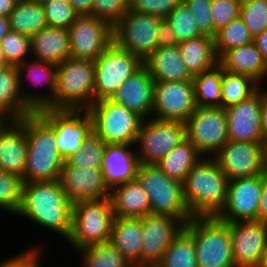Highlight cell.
I'll return each instance as SVG.
<instances>
[{
  "mask_svg": "<svg viewBox=\"0 0 267 267\" xmlns=\"http://www.w3.org/2000/svg\"><path fill=\"white\" fill-rule=\"evenodd\" d=\"M234 264L236 267H257L267 244V223L242 221L229 223Z\"/></svg>",
  "mask_w": 267,
  "mask_h": 267,
  "instance_id": "cell-21",
  "label": "cell"
},
{
  "mask_svg": "<svg viewBox=\"0 0 267 267\" xmlns=\"http://www.w3.org/2000/svg\"><path fill=\"white\" fill-rule=\"evenodd\" d=\"M166 19L174 30L179 43L202 36L198 30L195 18L183 1L176 6Z\"/></svg>",
  "mask_w": 267,
  "mask_h": 267,
  "instance_id": "cell-42",
  "label": "cell"
},
{
  "mask_svg": "<svg viewBox=\"0 0 267 267\" xmlns=\"http://www.w3.org/2000/svg\"><path fill=\"white\" fill-rule=\"evenodd\" d=\"M95 65L69 57L57 65L54 109L88 110L94 103Z\"/></svg>",
  "mask_w": 267,
  "mask_h": 267,
  "instance_id": "cell-5",
  "label": "cell"
},
{
  "mask_svg": "<svg viewBox=\"0 0 267 267\" xmlns=\"http://www.w3.org/2000/svg\"><path fill=\"white\" fill-rule=\"evenodd\" d=\"M10 30L11 29L8 18L0 16V42Z\"/></svg>",
  "mask_w": 267,
  "mask_h": 267,
  "instance_id": "cell-57",
  "label": "cell"
},
{
  "mask_svg": "<svg viewBox=\"0 0 267 267\" xmlns=\"http://www.w3.org/2000/svg\"><path fill=\"white\" fill-rule=\"evenodd\" d=\"M185 224L166 214H148L142 218L140 267H157L166 249Z\"/></svg>",
  "mask_w": 267,
  "mask_h": 267,
  "instance_id": "cell-16",
  "label": "cell"
},
{
  "mask_svg": "<svg viewBox=\"0 0 267 267\" xmlns=\"http://www.w3.org/2000/svg\"><path fill=\"white\" fill-rule=\"evenodd\" d=\"M43 6L48 27L69 29L79 16L68 0H50Z\"/></svg>",
  "mask_w": 267,
  "mask_h": 267,
  "instance_id": "cell-45",
  "label": "cell"
},
{
  "mask_svg": "<svg viewBox=\"0 0 267 267\" xmlns=\"http://www.w3.org/2000/svg\"><path fill=\"white\" fill-rule=\"evenodd\" d=\"M59 181L67 198L74 204L80 201L99 200L110 195L102 168L69 167L63 165Z\"/></svg>",
  "mask_w": 267,
  "mask_h": 267,
  "instance_id": "cell-22",
  "label": "cell"
},
{
  "mask_svg": "<svg viewBox=\"0 0 267 267\" xmlns=\"http://www.w3.org/2000/svg\"><path fill=\"white\" fill-rule=\"evenodd\" d=\"M75 12L81 15H91L94 0H68Z\"/></svg>",
  "mask_w": 267,
  "mask_h": 267,
  "instance_id": "cell-53",
  "label": "cell"
},
{
  "mask_svg": "<svg viewBox=\"0 0 267 267\" xmlns=\"http://www.w3.org/2000/svg\"><path fill=\"white\" fill-rule=\"evenodd\" d=\"M184 139L186 127L183 122L155 118L143 120L135 142L139 163L156 165Z\"/></svg>",
  "mask_w": 267,
  "mask_h": 267,
  "instance_id": "cell-9",
  "label": "cell"
},
{
  "mask_svg": "<svg viewBox=\"0 0 267 267\" xmlns=\"http://www.w3.org/2000/svg\"><path fill=\"white\" fill-rule=\"evenodd\" d=\"M136 178L149 196L151 213L166 214L186 224L191 218L184 197L183 184L166 176L156 165L140 164Z\"/></svg>",
  "mask_w": 267,
  "mask_h": 267,
  "instance_id": "cell-8",
  "label": "cell"
},
{
  "mask_svg": "<svg viewBox=\"0 0 267 267\" xmlns=\"http://www.w3.org/2000/svg\"><path fill=\"white\" fill-rule=\"evenodd\" d=\"M265 154H266V171H267V143L265 145Z\"/></svg>",
  "mask_w": 267,
  "mask_h": 267,
  "instance_id": "cell-62",
  "label": "cell"
},
{
  "mask_svg": "<svg viewBox=\"0 0 267 267\" xmlns=\"http://www.w3.org/2000/svg\"><path fill=\"white\" fill-rule=\"evenodd\" d=\"M196 108L193 80L155 81L151 118L185 123Z\"/></svg>",
  "mask_w": 267,
  "mask_h": 267,
  "instance_id": "cell-15",
  "label": "cell"
},
{
  "mask_svg": "<svg viewBox=\"0 0 267 267\" xmlns=\"http://www.w3.org/2000/svg\"><path fill=\"white\" fill-rule=\"evenodd\" d=\"M30 40L31 59L58 65L71 57L69 29L46 27Z\"/></svg>",
  "mask_w": 267,
  "mask_h": 267,
  "instance_id": "cell-27",
  "label": "cell"
},
{
  "mask_svg": "<svg viewBox=\"0 0 267 267\" xmlns=\"http://www.w3.org/2000/svg\"><path fill=\"white\" fill-rule=\"evenodd\" d=\"M0 43L7 63L10 66L17 67L25 60L31 59L30 37L10 30Z\"/></svg>",
  "mask_w": 267,
  "mask_h": 267,
  "instance_id": "cell-43",
  "label": "cell"
},
{
  "mask_svg": "<svg viewBox=\"0 0 267 267\" xmlns=\"http://www.w3.org/2000/svg\"><path fill=\"white\" fill-rule=\"evenodd\" d=\"M0 66H3V67H9L10 65L7 63V60L5 58V55H4V52H3V48L1 46V43H0Z\"/></svg>",
  "mask_w": 267,
  "mask_h": 267,
  "instance_id": "cell-60",
  "label": "cell"
},
{
  "mask_svg": "<svg viewBox=\"0 0 267 267\" xmlns=\"http://www.w3.org/2000/svg\"><path fill=\"white\" fill-rule=\"evenodd\" d=\"M143 66L154 81H188L194 77L185 66L178 45L157 48Z\"/></svg>",
  "mask_w": 267,
  "mask_h": 267,
  "instance_id": "cell-29",
  "label": "cell"
},
{
  "mask_svg": "<svg viewBox=\"0 0 267 267\" xmlns=\"http://www.w3.org/2000/svg\"><path fill=\"white\" fill-rule=\"evenodd\" d=\"M23 186L22 177L0 170V210L16 216L21 205Z\"/></svg>",
  "mask_w": 267,
  "mask_h": 267,
  "instance_id": "cell-41",
  "label": "cell"
},
{
  "mask_svg": "<svg viewBox=\"0 0 267 267\" xmlns=\"http://www.w3.org/2000/svg\"><path fill=\"white\" fill-rule=\"evenodd\" d=\"M110 242L130 263L140 267L142 218H114Z\"/></svg>",
  "mask_w": 267,
  "mask_h": 267,
  "instance_id": "cell-30",
  "label": "cell"
},
{
  "mask_svg": "<svg viewBox=\"0 0 267 267\" xmlns=\"http://www.w3.org/2000/svg\"><path fill=\"white\" fill-rule=\"evenodd\" d=\"M267 89L260 88L248 99L225 108L228 121V141L263 142L261 133L262 99Z\"/></svg>",
  "mask_w": 267,
  "mask_h": 267,
  "instance_id": "cell-20",
  "label": "cell"
},
{
  "mask_svg": "<svg viewBox=\"0 0 267 267\" xmlns=\"http://www.w3.org/2000/svg\"><path fill=\"white\" fill-rule=\"evenodd\" d=\"M261 189L262 174L228 181L227 200L216 217L227 223L257 220Z\"/></svg>",
  "mask_w": 267,
  "mask_h": 267,
  "instance_id": "cell-18",
  "label": "cell"
},
{
  "mask_svg": "<svg viewBox=\"0 0 267 267\" xmlns=\"http://www.w3.org/2000/svg\"><path fill=\"white\" fill-rule=\"evenodd\" d=\"M184 228L193 236L198 267H236L229 223L216 216L192 217Z\"/></svg>",
  "mask_w": 267,
  "mask_h": 267,
  "instance_id": "cell-4",
  "label": "cell"
},
{
  "mask_svg": "<svg viewBox=\"0 0 267 267\" xmlns=\"http://www.w3.org/2000/svg\"><path fill=\"white\" fill-rule=\"evenodd\" d=\"M128 0H94L91 16L114 27L128 11Z\"/></svg>",
  "mask_w": 267,
  "mask_h": 267,
  "instance_id": "cell-46",
  "label": "cell"
},
{
  "mask_svg": "<svg viewBox=\"0 0 267 267\" xmlns=\"http://www.w3.org/2000/svg\"><path fill=\"white\" fill-rule=\"evenodd\" d=\"M257 221L267 223V173L262 174V189L260 194Z\"/></svg>",
  "mask_w": 267,
  "mask_h": 267,
  "instance_id": "cell-52",
  "label": "cell"
},
{
  "mask_svg": "<svg viewBox=\"0 0 267 267\" xmlns=\"http://www.w3.org/2000/svg\"><path fill=\"white\" fill-rule=\"evenodd\" d=\"M18 1L19 0H0V16L8 18Z\"/></svg>",
  "mask_w": 267,
  "mask_h": 267,
  "instance_id": "cell-56",
  "label": "cell"
},
{
  "mask_svg": "<svg viewBox=\"0 0 267 267\" xmlns=\"http://www.w3.org/2000/svg\"><path fill=\"white\" fill-rule=\"evenodd\" d=\"M239 17L255 37L267 29V0H242Z\"/></svg>",
  "mask_w": 267,
  "mask_h": 267,
  "instance_id": "cell-44",
  "label": "cell"
},
{
  "mask_svg": "<svg viewBox=\"0 0 267 267\" xmlns=\"http://www.w3.org/2000/svg\"><path fill=\"white\" fill-rule=\"evenodd\" d=\"M26 159V127L11 120L0 130V170L23 177Z\"/></svg>",
  "mask_w": 267,
  "mask_h": 267,
  "instance_id": "cell-24",
  "label": "cell"
},
{
  "mask_svg": "<svg viewBox=\"0 0 267 267\" xmlns=\"http://www.w3.org/2000/svg\"><path fill=\"white\" fill-rule=\"evenodd\" d=\"M128 10L165 19L182 0H128Z\"/></svg>",
  "mask_w": 267,
  "mask_h": 267,
  "instance_id": "cell-48",
  "label": "cell"
},
{
  "mask_svg": "<svg viewBox=\"0 0 267 267\" xmlns=\"http://www.w3.org/2000/svg\"><path fill=\"white\" fill-rule=\"evenodd\" d=\"M157 267H198L193 236L185 228L166 249Z\"/></svg>",
  "mask_w": 267,
  "mask_h": 267,
  "instance_id": "cell-38",
  "label": "cell"
},
{
  "mask_svg": "<svg viewBox=\"0 0 267 267\" xmlns=\"http://www.w3.org/2000/svg\"><path fill=\"white\" fill-rule=\"evenodd\" d=\"M81 267H135L111 242L90 245L76 250Z\"/></svg>",
  "mask_w": 267,
  "mask_h": 267,
  "instance_id": "cell-37",
  "label": "cell"
},
{
  "mask_svg": "<svg viewBox=\"0 0 267 267\" xmlns=\"http://www.w3.org/2000/svg\"><path fill=\"white\" fill-rule=\"evenodd\" d=\"M154 87V79L142 66L124 81L111 99L146 120L152 117Z\"/></svg>",
  "mask_w": 267,
  "mask_h": 267,
  "instance_id": "cell-23",
  "label": "cell"
},
{
  "mask_svg": "<svg viewBox=\"0 0 267 267\" xmlns=\"http://www.w3.org/2000/svg\"><path fill=\"white\" fill-rule=\"evenodd\" d=\"M71 57L95 61L112 43L113 27L91 15H81L69 27Z\"/></svg>",
  "mask_w": 267,
  "mask_h": 267,
  "instance_id": "cell-17",
  "label": "cell"
},
{
  "mask_svg": "<svg viewBox=\"0 0 267 267\" xmlns=\"http://www.w3.org/2000/svg\"><path fill=\"white\" fill-rule=\"evenodd\" d=\"M113 221L109 197L74 203L71 233L66 241L76 250L110 242Z\"/></svg>",
  "mask_w": 267,
  "mask_h": 267,
  "instance_id": "cell-6",
  "label": "cell"
},
{
  "mask_svg": "<svg viewBox=\"0 0 267 267\" xmlns=\"http://www.w3.org/2000/svg\"><path fill=\"white\" fill-rule=\"evenodd\" d=\"M72 208L73 203L59 180L24 183L16 216H23L67 240L72 228Z\"/></svg>",
  "mask_w": 267,
  "mask_h": 267,
  "instance_id": "cell-1",
  "label": "cell"
},
{
  "mask_svg": "<svg viewBox=\"0 0 267 267\" xmlns=\"http://www.w3.org/2000/svg\"><path fill=\"white\" fill-rule=\"evenodd\" d=\"M5 67H3V66H0V72L4 69Z\"/></svg>",
  "mask_w": 267,
  "mask_h": 267,
  "instance_id": "cell-63",
  "label": "cell"
},
{
  "mask_svg": "<svg viewBox=\"0 0 267 267\" xmlns=\"http://www.w3.org/2000/svg\"><path fill=\"white\" fill-rule=\"evenodd\" d=\"M93 132L106 144L135 145L143 119L112 99L94 102L88 109Z\"/></svg>",
  "mask_w": 267,
  "mask_h": 267,
  "instance_id": "cell-7",
  "label": "cell"
},
{
  "mask_svg": "<svg viewBox=\"0 0 267 267\" xmlns=\"http://www.w3.org/2000/svg\"><path fill=\"white\" fill-rule=\"evenodd\" d=\"M19 76V89L24 103L33 111L38 112L42 109H54V95L56 89L57 65L42 62L35 59H28L17 66ZM25 74V75H24ZM26 76L35 90L39 86L48 88L44 93L28 92L22 84ZM23 81V82H22ZM46 86V87H45ZM24 87V88H23ZM25 89V90H24Z\"/></svg>",
  "mask_w": 267,
  "mask_h": 267,
  "instance_id": "cell-19",
  "label": "cell"
},
{
  "mask_svg": "<svg viewBox=\"0 0 267 267\" xmlns=\"http://www.w3.org/2000/svg\"><path fill=\"white\" fill-rule=\"evenodd\" d=\"M227 188L228 178L216 160L202 157L183 183V197L191 216H217L226 203Z\"/></svg>",
  "mask_w": 267,
  "mask_h": 267,
  "instance_id": "cell-3",
  "label": "cell"
},
{
  "mask_svg": "<svg viewBox=\"0 0 267 267\" xmlns=\"http://www.w3.org/2000/svg\"><path fill=\"white\" fill-rule=\"evenodd\" d=\"M35 245L25 249V251L23 250L20 254L8 257L5 260L2 259L0 267H42L41 259L43 252L41 251L46 248V245L41 246L40 243Z\"/></svg>",
  "mask_w": 267,
  "mask_h": 267,
  "instance_id": "cell-50",
  "label": "cell"
},
{
  "mask_svg": "<svg viewBox=\"0 0 267 267\" xmlns=\"http://www.w3.org/2000/svg\"><path fill=\"white\" fill-rule=\"evenodd\" d=\"M193 143L187 138L164 156L156 166L169 178L185 182L187 173L202 159Z\"/></svg>",
  "mask_w": 267,
  "mask_h": 267,
  "instance_id": "cell-33",
  "label": "cell"
},
{
  "mask_svg": "<svg viewBox=\"0 0 267 267\" xmlns=\"http://www.w3.org/2000/svg\"><path fill=\"white\" fill-rule=\"evenodd\" d=\"M37 113L54 129L56 144L64 159L76 153L93 132L88 110L46 108Z\"/></svg>",
  "mask_w": 267,
  "mask_h": 267,
  "instance_id": "cell-13",
  "label": "cell"
},
{
  "mask_svg": "<svg viewBox=\"0 0 267 267\" xmlns=\"http://www.w3.org/2000/svg\"><path fill=\"white\" fill-rule=\"evenodd\" d=\"M174 30L171 28L167 19H162L157 32V48L171 47L178 45Z\"/></svg>",
  "mask_w": 267,
  "mask_h": 267,
  "instance_id": "cell-51",
  "label": "cell"
},
{
  "mask_svg": "<svg viewBox=\"0 0 267 267\" xmlns=\"http://www.w3.org/2000/svg\"><path fill=\"white\" fill-rule=\"evenodd\" d=\"M182 60L194 76L218 65L212 37L202 35L178 44Z\"/></svg>",
  "mask_w": 267,
  "mask_h": 267,
  "instance_id": "cell-31",
  "label": "cell"
},
{
  "mask_svg": "<svg viewBox=\"0 0 267 267\" xmlns=\"http://www.w3.org/2000/svg\"><path fill=\"white\" fill-rule=\"evenodd\" d=\"M94 102L111 99L118 88L143 66V61L112 43L95 61Z\"/></svg>",
  "mask_w": 267,
  "mask_h": 267,
  "instance_id": "cell-10",
  "label": "cell"
},
{
  "mask_svg": "<svg viewBox=\"0 0 267 267\" xmlns=\"http://www.w3.org/2000/svg\"><path fill=\"white\" fill-rule=\"evenodd\" d=\"M257 267H267V244L262 252L261 259Z\"/></svg>",
  "mask_w": 267,
  "mask_h": 267,
  "instance_id": "cell-58",
  "label": "cell"
},
{
  "mask_svg": "<svg viewBox=\"0 0 267 267\" xmlns=\"http://www.w3.org/2000/svg\"><path fill=\"white\" fill-rule=\"evenodd\" d=\"M214 40L215 53L218 59L228 50L254 42L246 24L240 17L231 21L216 32Z\"/></svg>",
  "mask_w": 267,
  "mask_h": 267,
  "instance_id": "cell-39",
  "label": "cell"
},
{
  "mask_svg": "<svg viewBox=\"0 0 267 267\" xmlns=\"http://www.w3.org/2000/svg\"><path fill=\"white\" fill-rule=\"evenodd\" d=\"M192 80L197 107H221L222 67L219 64L194 75Z\"/></svg>",
  "mask_w": 267,
  "mask_h": 267,
  "instance_id": "cell-36",
  "label": "cell"
},
{
  "mask_svg": "<svg viewBox=\"0 0 267 267\" xmlns=\"http://www.w3.org/2000/svg\"><path fill=\"white\" fill-rule=\"evenodd\" d=\"M186 138L203 157H213L228 141V121L222 107H197L185 122Z\"/></svg>",
  "mask_w": 267,
  "mask_h": 267,
  "instance_id": "cell-11",
  "label": "cell"
},
{
  "mask_svg": "<svg viewBox=\"0 0 267 267\" xmlns=\"http://www.w3.org/2000/svg\"><path fill=\"white\" fill-rule=\"evenodd\" d=\"M262 86L253 78L222 69L221 107L227 108L244 101Z\"/></svg>",
  "mask_w": 267,
  "mask_h": 267,
  "instance_id": "cell-35",
  "label": "cell"
},
{
  "mask_svg": "<svg viewBox=\"0 0 267 267\" xmlns=\"http://www.w3.org/2000/svg\"><path fill=\"white\" fill-rule=\"evenodd\" d=\"M261 133L263 136V143L266 145L267 143V94L262 99V107H261Z\"/></svg>",
  "mask_w": 267,
  "mask_h": 267,
  "instance_id": "cell-55",
  "label": "cell"
},
{
  "mask_svg": "<svg viewBox=\"0 0 267 267\" xmlns=\"http://www.w3.org/2000/svg\"><path fill=\"white\" fill-rule=\"evenodd\" d=\"M254 43L256 44L257 49L261 52L264 61L267 64V29L254 37Z\"/></svg>",
  "mask_w": 267,
  "mask_h": 267,
  "instance_id": "cell-54",
  "label": "cell"
},
{
  "mask_svg": "<svg viewBox=\"0 0 267 267\" xmlns=\"http://www.w3.org/2000/svg\"><path fill=\"white\" fill-rule=\"evenodd\" d=\"M8 20L12 31L30 38L48 27L43 4L31 0H19Z\"/></svg>",
  "mask_w": 267,
  "mask_h": 267,
  "instance_id": "cell-34",
  "label": "cell"
},
{
  "mask_svg": "<svg viewBox=\"0 0 267 267\" xmlns=\"http://www.w3.org/2000/svg\"><path fill=\"white\" fill-rule=\"evenodd\" d=\"M109 198L114 218H143L151 213L149 196L137 178L113 187Z\"/></svg>",
  "mask_w": 267,
  "mask_h": 267,
  "instance_id": "cell-26",
  "label": "cell"
},
{
  "mask_svg": "<svg viewBox=\"0 0 267 267\" xmlns=\"http://www.w3.org/2000/svg\"><path fill=\"white\" fill-rule=\"evenodd\" d=\"M241 1L242 0H212L210 11L214 24V37L219 29L239 17Z\"/></svg>",
  "mask_w": 267,
  "mask_h": 267,
  "instance_id": "cell-47",
  "label": "cell"
},
{
  "mask_svg": "<svg viewBox=\"0 0 267 267\" xmlns=\"http://www.w3.org/2000/svg\"><path fill=\"white\" fill-rule=\"evenodd\" d=\"M19 121L26 127L24 183L59 180L65 159L56 144L54 129L37 112L28 114Z\"/></svg>",
  "mask_w": 267,
  "mask_h": 267,
  "instance_id": "cell-2",
  "label": "cell"
},
{
  "mask_svg": "<svg viewBox=\"0 0 267 267\" xmlns=\"http://www.w3.org/2000/svg\"><path fill=\"white\" fill-rule=\"evenodd\" d=\"M218 64L225 71L253 78L261 86L267 79V64L254 42L226 51Z\"/></svg>",
  "mask_w": 267,
  "mask_h": 267,
  "instance_id": "cell-28",
  "label": "cell"
},
{
  "mask_svg": "<svg viewBox=\"0 0 267 267\" xmlns=\"http://www.w3.org/2000/svg\"><path fill=\"white\" fill-rule=\"evenodd\" d=\"M31 1L37 2L39 4H44L45 2L50 1V0H31Z\"/></svg>",
  "mask_w": 267,
  "mask_h": 267,
  "instance_id": "cell-61",
  "label": "cell"
},
{
  "mask_svg": "<svg viewBox=\"0 0 267 267\" xmlns=\"http://www.w3.org/2000/svg\"><path fill=\"white\" fill-rule=\"evenodd\" d=\"M162 19L128 10L113 27V43L144 61L157 49V32Z\"/></svg>",
  "mask_w": 267,
  "mask_h": 267,
  "instance_id": "cell-12",
  "label": "cell"
},
{
  "mask_svg": "<svg viewBox=\"0 0 267 267\" xmlns=\"http://www.w3.org/2000/svg\"><path fill=\"white\" fill-rule=\"evenodd\" d=\"M213 158L228 181L267 173L263 142L227 141Z\"/></svg>",
  "mask_w": 267,
  "mask_h": 267,
  "instance_id": "cell-14",
  "label": "cell"
},
{
  "mask_svg": "<svg viewBox=\"0 0 267 267\" xmlns=\"http://www.w3.org/2000/svg\"><path fill=\"white\" fill-rule=\"evenodd\" d=\"M0 110L11 120H20L33 113L23 101L16 66L6 67L0 72Z\"/></svg>",
  "mask_w": 267,
  "mask_h": 267,
  "instance_id": "cell-32",
  "label": "cell"
},
{
  "mask_svg": "<svg viewBox=\"0 0 267 267\" xmlns=\"http://www.w3.org/2000/svg\"><path fill=\"white\" fill-rule=\"evenodd\" d=\"M11 119L5 115L1 110H0V130L9 122Z\"/></svg>",
  "mask_w": 267,
  "mask_h": 267,
  "instance_id": "cell-59",
  "label": "cell"
},
{
  "mask_svg": "<svg viewBox=\"0 0 267 267\" xmlns=\"http://www.w3.org/2000/svg\"><path fill=\"white\" fill-rule=\"evenodd\" d=\"M106 143L94 132L83 142L81 148L65 159L69 167L102 168Z\"/></svg>",
  "mask_w": 267,
  "mask_h": 267,
  "instance_id": "cell-40",
  "label": "cell"
},
{
  "mask_svg": "<svg viewBox=\"0 0 267 267\" xmlns=\"http://www.w3.org/2000/svg\"><path fill=\"white\" fill-rule=\"evenodd\" d=\"M195 18L198 30L202 35L214 38V24L210 7L212 0H182Z\"/></svg>",
  "mask_w": 267,
  "mask_h": 267,
  "instance_id": "cell-49",
  "label": "cell"
},
{
  "mask_svg": "<svg viewBox=\"0 0 267 267\" xmlns=\"http://www.w3.org/2000/svg\"><path fill=\"white\" fill-rule=\"evenodd\" d=\"M134 148L130 144H106L102 173L110 189L136 178L140 163Z\"/></svg>",
  "mask_w": 267,
  "mask_h": 267,
  "instance_id": "cell-25",
  "label": "cell"
}]
</instances>
